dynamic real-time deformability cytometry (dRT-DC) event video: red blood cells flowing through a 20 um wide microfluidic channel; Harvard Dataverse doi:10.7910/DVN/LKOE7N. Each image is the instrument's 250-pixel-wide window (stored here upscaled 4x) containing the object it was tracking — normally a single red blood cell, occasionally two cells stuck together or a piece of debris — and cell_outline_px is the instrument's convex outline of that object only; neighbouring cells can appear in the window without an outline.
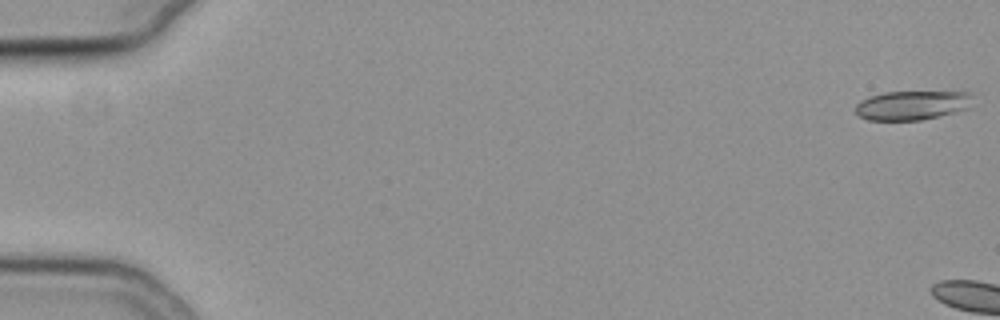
{"species": "common noctule bat (a hibernating species)", "species_latin": "Nyctalus noctula", "temperature_condition": "cold", "stored_images_in_passage": 5, "camera_frame_rate_fps": 3000, "um_per_image_px": 0.085, "animal": {"sex": "female", "body_mass_g": 19.3, "forearm_length_mm": 54.1}, "frame": {"image": 1, "passage_image": 1, "time_ms": 0.0, "image_size_px": [1000, 320], "cell_outline_px": [[972, 108], [956, 112], [920, 120], [868, 120], [860, 116], [856, 112], [856, 104], [860, 100], [868, 96], [884, 92], [968, 92]], "centroid_in_image_um": [77.5, 8.95], "position_along_channel_um": 7.5, "area_um2": 19.88}}